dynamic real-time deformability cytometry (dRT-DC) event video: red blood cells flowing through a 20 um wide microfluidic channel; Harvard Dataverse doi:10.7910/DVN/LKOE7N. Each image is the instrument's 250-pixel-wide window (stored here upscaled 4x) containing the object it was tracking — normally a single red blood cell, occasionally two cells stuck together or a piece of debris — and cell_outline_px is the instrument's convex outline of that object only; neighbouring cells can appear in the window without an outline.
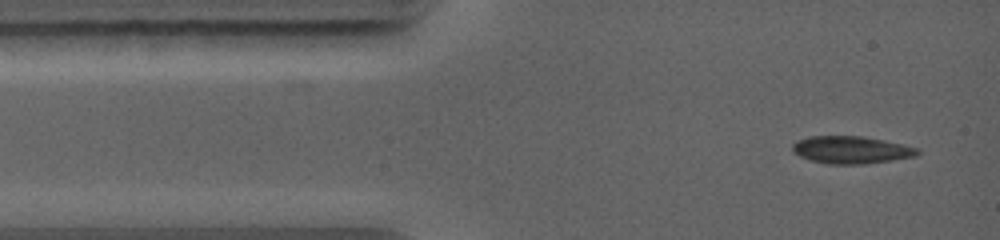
{"species": "common noctule bat (a hibernating species)", "species_latin": "Nyctalus noctula", "temperature_condition": "warm", "stored_images_in_passage": 3, "camera_frame_rate_fps": 5000, "um_per_image_px": 0.085, "animal": {"sex": "female", "body_mass_g": 19.0, "forearm_length_mm": 56.7}, "frame": {"image": 1, "passage_image": 1, "time_ms": 0.0, "image_size_px": [1000, 240], "cell_outline_px": [[920, 152], [916, 156], [864, 164], [828, 164], [812, 160], [800, 156], [792, 152], [792, 144], [796, 140], [808, 136], [860, 136], [904, 144], [920, 148]], "centroid_in_image_um": [72.34, 12.73], "position_along_channel_um": 12.7, "area_um2": 20.0}}
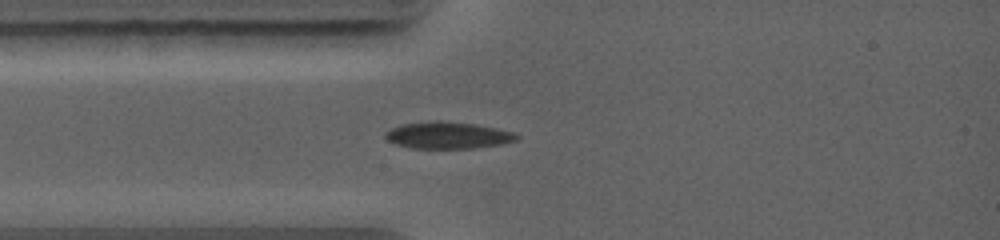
{"frame": {"image": 2, "passage_image": 3, "time_ms": 1.8, "image_size_px": [1000, 240], "cell_outline_px": [[520, 136], [516, 140], [500, 144], [472, 148], [408, 148], [396, 144], [388, 140], [384, 136], [384, 132], [400, 124], [436, 120], [440, 120], [476, 124], [496, 128], [512, 132]], "centroid_in_image_um": [38.02, 11.49], "position_along_channel_um": 47.0, "area_um2": 20.52}}